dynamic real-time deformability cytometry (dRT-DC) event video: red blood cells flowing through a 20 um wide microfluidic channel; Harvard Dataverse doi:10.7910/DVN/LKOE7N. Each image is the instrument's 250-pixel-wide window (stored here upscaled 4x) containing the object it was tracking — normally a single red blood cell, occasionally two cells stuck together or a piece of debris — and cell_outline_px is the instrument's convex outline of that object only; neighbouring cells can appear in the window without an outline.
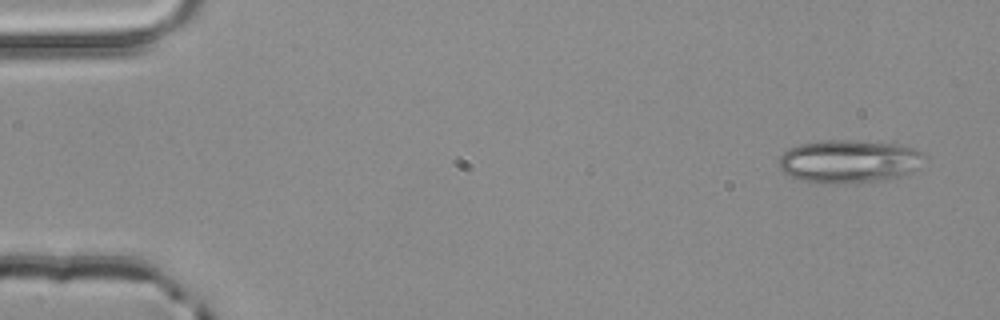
{"species": "common noctule bat (a hibernating species)", "species_latin": "Nyctalus noctula", "temperature_condition": "room temperature", "stored_images_in_passage": 4, "camera_frame_rate_fps": 3000, "um_per_image_px": 0.085, "animal": {"sex": "male", "body_mass_g": 20.4}, "frame": {"image": 1, "passage_image": 1, "time_ms": 0.0, "image_size_px": [1000, 320], "cell_outline_px": [[924, 156], [920, 168], [912, 172], [900, 176], [884, 180], [844, 184], [824, 184], [804, 180], [792, 176], [784, 172], [780, 168], [780, 156], [788, 148], [800, 144], [824, 140], [856, 140], [900, 144], [916, 148]], "centroid_in_image_um": [72.21, 13.71], "position_along_channel_um": 12.8, "area_um2": 36.82}}